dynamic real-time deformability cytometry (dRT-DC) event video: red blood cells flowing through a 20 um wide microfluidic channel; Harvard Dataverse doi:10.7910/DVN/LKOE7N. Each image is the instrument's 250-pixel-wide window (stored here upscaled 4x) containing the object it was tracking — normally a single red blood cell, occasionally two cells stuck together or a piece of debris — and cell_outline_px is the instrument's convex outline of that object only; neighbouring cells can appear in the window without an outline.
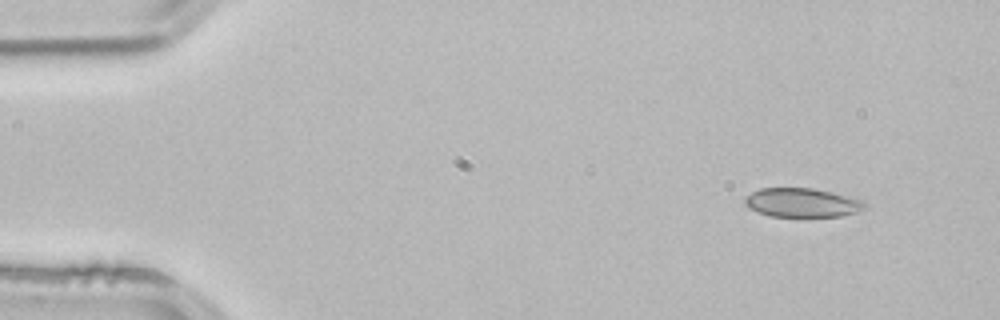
{"species": "common noctule bat (a hibernating species)", "species_latin": "Nyctalus noctula", "temperature_condition": "room temperature", "stored_images_in_passage": 2, "camera_frame_rate_fps": 3000, "um_per_image_px": 0.085, "animal": {"sex": "male", "body_mass_g": 21.5, "forearm_length_mm": 52.0}, "frame": {"image": 1, "passage_image": 1, "time_ms": 0.0, "image_size_px": [1000, 320], "cell_outline_px": [[868, 208], [856, 212], [840, 216], [768, 216], [748, 208], [744, 204], [744, 196], [760, 188], [812, 188], [832, 192], [864, 200], [868, 204]], "centroid_in_image_um": [68.18, 17.22], "position_along_channel_um": 16.8, "area_um2": 20.46}}